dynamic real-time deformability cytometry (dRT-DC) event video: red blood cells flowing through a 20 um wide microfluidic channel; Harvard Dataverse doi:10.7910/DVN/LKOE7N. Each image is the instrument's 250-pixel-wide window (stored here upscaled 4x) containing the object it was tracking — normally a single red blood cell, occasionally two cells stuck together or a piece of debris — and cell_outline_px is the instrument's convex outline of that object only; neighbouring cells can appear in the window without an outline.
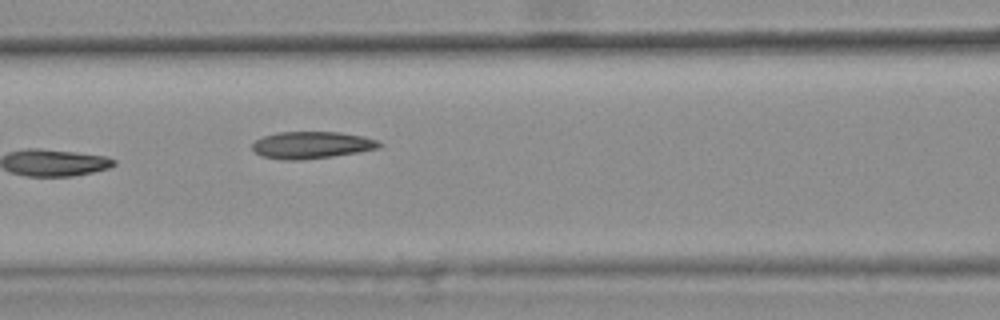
{"species": "common noctule bat (a hibernating species)", "species_latin": "Nyctalus noctula", "temperature_condition": "warm", "stored_images_in_passage": 7, "camera_frame_rate_fps": 3000, "um_per_image_px": 0.085, "animal": {"sex": "female", "body_mass_g": 25.1}, "frame": {"image": 1, "passage_image": 7, "time_ms": 2.0, "image_size_px": [1000, 320], "cell_outline_px": [[384, 144], [380, 148], [332, 156], [300, 160], [284, 160], [260, 156], [252, 148], [252, 144], [260, 136], [276, 132], [340, 132], [364, 136], [376, 140]], "centroid_in_image_um": [26.47, 12.32], "position_along_channel_um": 140.1, "area_um2": 20.11}}